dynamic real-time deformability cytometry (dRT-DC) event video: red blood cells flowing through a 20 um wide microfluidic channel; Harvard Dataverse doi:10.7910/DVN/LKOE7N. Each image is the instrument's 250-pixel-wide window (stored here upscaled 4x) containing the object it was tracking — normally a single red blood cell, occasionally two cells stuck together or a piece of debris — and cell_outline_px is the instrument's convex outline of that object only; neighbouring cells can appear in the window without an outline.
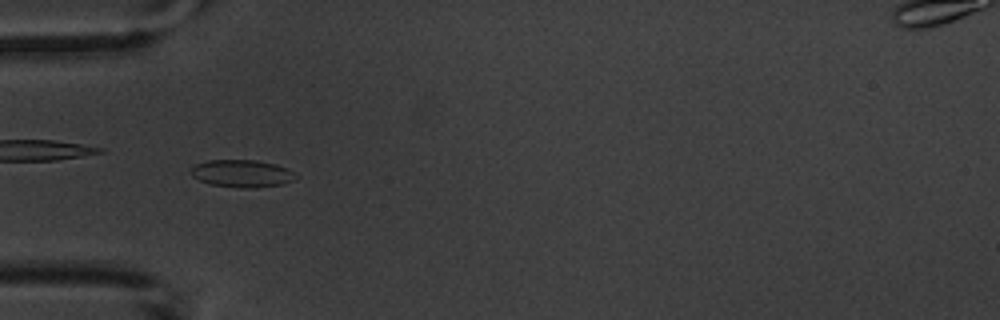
{"species": "common noctule bat (a hibernating species)", "species_latin": "Nyctalus noctula", "temperature_condition": "warm", "stored_images_in_passage": 5, "camera_frame_rate_fps": 3000, "um_per_image_px": 0.085, "animal": {"sex": "male", "body_mass_g": 20.1, "forearm_length_mm": 53.5}, "frame": {"image": 1, "passage_image": 4, "time_ms": 4.667, "image_size_px": [1000, 320], "cell_outline_px": [[296, 180], [280, 184], [252, 188], [240, 188], [208, 184], [192, 176], [192, 168], [196, 164], [208, 160], [256, 160], [276, 164], [288, 168], [292, 172]], "centroid_in_image_um": [20.56, 14.75], "position_along_channel_um": 64.4, "area_um2": 16.65}}